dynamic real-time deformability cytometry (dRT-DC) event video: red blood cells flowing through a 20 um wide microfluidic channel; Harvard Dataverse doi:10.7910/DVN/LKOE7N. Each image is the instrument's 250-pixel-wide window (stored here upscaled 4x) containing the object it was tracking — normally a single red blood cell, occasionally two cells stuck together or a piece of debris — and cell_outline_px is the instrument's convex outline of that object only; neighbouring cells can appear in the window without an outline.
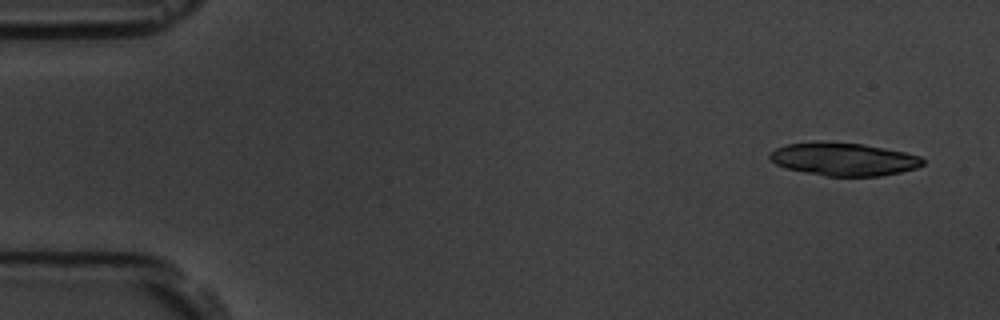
{"species": "common noctule bat (a hibernating species)", "species_latin": "Nyctalus noctula", "temperature_condition": "room temperature", "stored_images_in_passage": 5, "camera_frame_rate_fps": 3000, "um_per_image_px": 0.085, "animal": {"sex": "male", "body_mass_g": 19.5, "forearm_length_mm": 54.6}, "frame": {"image": 1, "passage_image": 1, "time_ms": 0.0, "image_size_px": [1000, 320], "cell_outline_px": [[924, 164], [916, 168], [900, 172], [880, 176], [824, 176], [804, 172], [788, 168], [776, 164], [768, 156], [776, 148], [788, 144], [816, 140], [820, 140], [864, 144], [904, 152], [920, 156], [924, 160]], "centroid_in_image_um": [71.71, 13.51], "position_along_channel_um": 13.3, "area_um2": 29.54}}
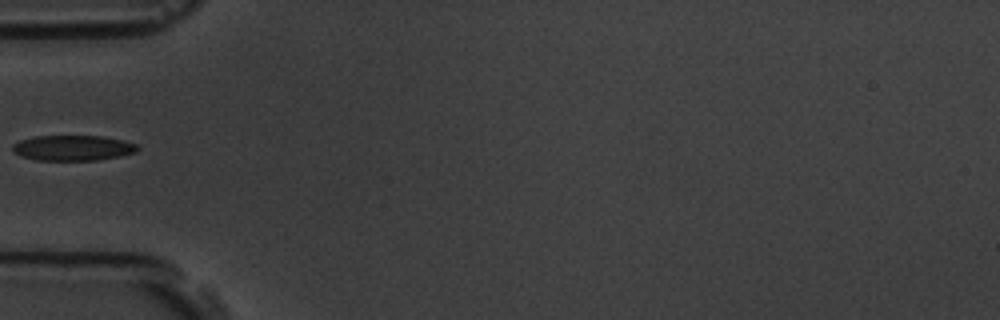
{"frame": {"image": 2, "passage_image": 5, "time_ms": 5.333, "image_size_px": [1000, 320], "cell_outline_px": [[140, 148], [136, 152], [120, 156], [96, 160], [36, 160], [20, 156], [12, 152], [12, 144], [20, 140], [36, 136], [100, 136], [124, 140], [136, 144]], "centroid_in_image_um": [6.18, 12.57], "position_along_channel_um": 78.8, "area_um2": 18.55}}